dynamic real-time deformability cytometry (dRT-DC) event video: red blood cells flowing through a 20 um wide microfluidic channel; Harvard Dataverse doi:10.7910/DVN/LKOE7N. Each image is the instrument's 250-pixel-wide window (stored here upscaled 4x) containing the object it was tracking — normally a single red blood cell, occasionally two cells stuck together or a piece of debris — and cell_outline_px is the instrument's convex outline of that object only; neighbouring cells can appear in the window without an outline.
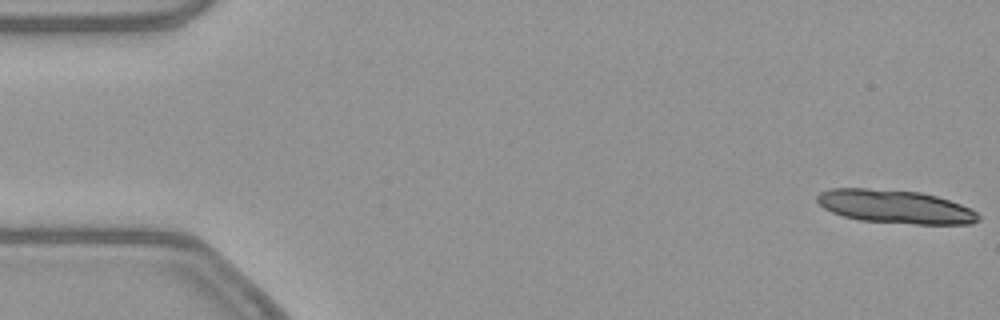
{"species": "common noctule bat (a hibernating species)", "species_latin": "Nyctalus noctula", "temperature_condition": "warm", "stored_images_in_passage": 14, "camera_frame_rate_fps": 3000, "um_per_image_px": 0.085, "animal": {"sex": "female", "body_mass_g": 21.9}, "frame": {"image": 1, "passage_image": 1, "time_ms": 0.0, "image_size_px": [1000, 320], "cell_outline_px": [[980, 220], [972, 224], [916, 224], [860, 220], [844, 216], [832, 212], [824, 208], [816, 200], [816, 196], [820, 192], [828, 188], [868, 188], [920, 192], [936, 196], [972, 208], [980, 216]], "centroid_in_image_um": [76.1, 17.56], "position_along_channel_um": 8.9, "area_um2": 31.44}}